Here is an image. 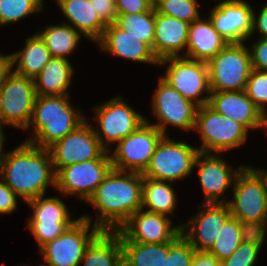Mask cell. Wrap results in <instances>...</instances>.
I'll list each match as a JSON object with an SVG mask.
<instances>
[{
	"label": "cell",
	"instance_id": "32",
	"mask_svg": "<svg viewBox=\"0 0 267 266\" xmlns=\"http://www.w3.org/2000/svg\"><path fill=\"white\" fill-rule=\"evenodd\" d=\"M250 233L251 231L237 218L230 216L208 252L223 261L235 252L244 238Z\"/></svg>",
	"mask_w": 267,
	"mask_h": 266
},
{
	"label": "cell",
	"instance_id": "28",
	"mask_svg": "<svg viewBox=\"0 0 267 266\" xmlns=\"http://www.w3.org/2000/svg\"><path fill=\"white\" fill-rule=\"evenodd\" d=\"M123 259L118 231H101L87 246L83 266H117Z\"/></svg>",
	"mask_w": 267,
	"mask_h": 266
},
{
	"label": "cell",
	"instance_id": "10",
	"mask_svg": "<svg viewBox=\"0 0 267 266\" xmlns=\"http://www.w3.org/2000/svg\"><path fill=\"white\" fill-rule=\"evenodd\" d=\"M161 65L163 68L164 65L167 66L165 74L161 77L183 97L198 107L208 104L211 90L207 62L185 57H170L162 59L159 62V66Z\"/></svg>",
	"mask_w": 267,
	"mask_h": 266
},
{
	"label": "cell",
	"instance_id": "16",
	"mask_svg": "<svg viewBox=\"0 0 267 266\" xmlns=\"http://www.w3.org/2000/svg\"><path fill=\"white\" fill-rule=\"evenodd\" d=\"M0 91L2 94V125L25 131L31 120L37 96L34 80L11 71Z\"/></svg>",
	"mask_w": 267,
	"mask_h": 266
},
{
	"label": "cell",
	"instance_id": "11",
	"mask_svg": "<svg viewBox=\"0 0 267 266\" xmlns=\"http://www.w3.org/2000/svg\"><path fill=\"white\" fill-rule=\"evenodd\" d=\"M151 108L158 122L151 123L147 118L145 121L157 127L164 136H168V126L194 131L198 106L183 97L161 76L152 97Z\"/></svg>",
	"mask_w": 267,
	"mask_h": 266
},
{
	"label": "cell",
	"instance_id": "43",
	"mask_svg": "<svg viewBox=\"0 0 267 266\" xmlns=\"http://www.w3.org/2000/svg\"><path fill=\"white\" fill-rule=\"evenodd\" d=\"M258 31V32H257ZM257 32L260 38H267V3L263 5L259 13L253 11L252 32L251 37Z\"/></svg>",
	"mask_w": 267,
	"mask_h": 266
},
{
	"label": "cell",
	"instance_id": "39",
	"mask_svg": "<svg viewBox=\"0 0 267 266\" xmlns=\"http://www.w3.org/2000/svg\"><path fill=\"white\" fill-rule=\"evenodd\" d=\"M250 47L252 69L267 71V38H258Z\"/></svg>",
	"mask_w": 267,
	"mask_h": 266
},
{
	"label": "cell",
	"instance_id": "12",
	"mask_svg": "<svg viewBox=\"0 0 267 266\" xmlns=\"http://www.w3.org/2000/svg\"><path fill=\"white\" fill-rule=\"evenodd\" d=\"M164 135L154 125L143 122L130 135L120 140L109 152L114 169L143 174L157 143Z\"/></svg>",
	"mask_w": 267,
	"mask_h": 266
},
{
	"label": "cell",
	"instance_id": "9",
	"mask_svg": "<svg viewBox=\"0 0 267 266\" xmlns=\"http://www.w3.org/2000/svg\"><path fill=\"white\" fill-rule=\"evenodd\" d=\"M120 96L112 97L93 108L99 126V129L94 128L95 134L101 146L108 152H111L112 145L130 135L145 122V117Z\"/></svg>",
	"mask_w": 267,
	"mask_h": 266
},
{
	"label": "cell",
	"instance_id": "17",
	"mask_svg": "<svg viewBox=\"0 0 267 266\" xmlns=\"http://www.w3.org/2000/svg\"><path fill=\"white\" fill-rule=\"evenodd\" d=\"M220 153L199 152L194 167L197 168L198 179L203 190L202 203H227L229 188L233 189L237 174L245 165L235 168L229 165ZM223 197V198H222Z\"/></svg>",
	"mask_w": 267,
	"mask_h": 266
},
{
	"label": "cell",
	"instance_id": "5",
	"mask_svg": "<svg viewBox=\"0 0 267 266\" xmlns=\"http://www.w3.org/2000/svg\"><path fill=\"white\" fill-rule=\"evenodd\" d=\"M194 130L199 133L200 152L224 153L239 148L248 139V130L239 122L220 115L207 104L198 107Z\"/></svg>",
	"mask_w": 267,
	"mask_h": 266
},
{
	"label": "cell",
	"instance_id": "14",
	"mask_svg": "<svg viewBox=\"0 0 267 266\" xmlns=\"http://www.w3.org/2000/svg\"><path fill=\"white\" fill-rule=\"evenodd\" d=\"M33 214L26 221L30 233L38 243L39 249L54 240L77 219H72L63 199L58 196H44L26 202Z\"/></svg>",
	"mask_w": 267,
	"mask_h": 266
},
{
	"label": "cell",
	"instance_id": "1",
	"mask_svg": "<svg viewBox=\"0 0 267 266\" xmlns=\"http://www.w3.org/2000/svg\"><path fill=\"white\" fill-rule=\"evenodd\" d=\"M143 175L112 168L87 200L97 209L93 225L101 231H118L142 208Z\"/></svg>",
	"mask_w": 267,
	"mask_h": 266
},
{
	"label": "cell",
	"instance_id": "26",
	"mask_svg": "<svg viewBox=\"0 0 267 266\" xmlns=\"http://www.w3.org/2000/svg\"><path fill=\"white\" fill-rule=\"evenodd\" d=\"M74 68L66 58L52 57L33 79L37 96L69 95Z\"/></svg>",
	"mask_w": 267,
	"mask_h": 266
},
{
	"label": "cell",
	"instance_id": "44",
	"mask_svg": "<svg viewBox=\"0 0 267 266\" xmlns=\"http://www.w3.org/2000/svg\"><path fill=\"white\" fill-rule=\"evenodd\" d=\"M191 266H221V261L208 251H196Z\"/></svg>",
	"mask_w": 267,
	"mask_h": 266
},
{
	"label": "cell",
	"instance_id": "25",
	"mask_svg": "<svg viewBox=\"0 0 267 266\" xmlns=\"http://www.w3.org/2000/svg\"><path fill=\"white\" fill-rule=\"evenodd\" d=\"M228 42L213 28L209 18L200 17L189 26L185 58L208 62Z\"/></svg>",
	"mask_w": 267,
	"mask_h": 266
},
{
	"label": "cell",
	"instance_id": "19",
	"mask_svg": "<svg viewBox=\"0 0 267 266\" xmlns=\"http://www.w3.org/2000/svg\"><path fill=\"white\" fill-rule=\"evenodd\" d=\"M245 0H220L209 13L213 28L228 43L251 39L254 8Z\"/></svg>",
	"mask_w": 267,
	"mask_h": 266
},
{
	"label": "cell",
	"instance_id": "48",
	"mask_svg": "<svg viewBox=\"0 0 267 266\" xmlns=\"http://www.w3.org/2000/svg\"><path fill=\"white\" fill-rule=\"evenodd\" d=\"M0 124H2V94L0 91Z\"/></svg>",
	"mask_w": 267,
	"mask_h": 266
},
{
	"label": "cell",
	"instance_id": "6",
	"mask_svg": "<svg viewBox=\"0 0 267 266\" xmlns=\"http://www.w3.org/2000/svg\"><path fill=\"white\" fill-rule=\"evenodd\" d=\"M100 232L92 224L90 215L80 216L62 234L39 249L43 263L48 266H80L87 246Z\"/></svg>",
	"mask_w": 267,
	"mask_h": 266
},
{
	"label": "cell",
	"instance_id": "38",
	"mask_svg": "<svg viewBox=\"0 0 267 266\" xmlns=\"http://www.w3.org/2000/svg\"><path fill=\"white\" fill-rule=\"evenodd\" d=\"M244 91L260 110L266 107L267 71L252 69Z\"/></svg>",
	"mask_w": 267,
	"mask_h": 266
},
{
	"label": "cell",
	"instance_id": "24",
	"mask_svg": "<svg viewBox=\"0 0 267 266\" xmlns=\"http://www.w3.org/2000/svg\"><path fill=\"white\" fill-rule=\"evenodd\" d=\"M59 9L66 17V24L72 26L83 37L97 43L106 28V24L95 12L90 0H55Z\"/></svg>",
	"mask_w": 267,
	"mask_h": 266
},
{
	"label": "cell",
	"instance_id": "8",
	"mask_svg": "<svg viewBox=\"0 0 267 266\" xmlns=\"http://www.w3.org/2000/svg\"><path fill=\"white\" fill-rule=\"evenodd\" d=\"M245 43H228L208 62L211 91H243L249 79L251 56Z\"/></svg>",
	"mask_w": 267,
	"mask_h": 266
},
{
	"label": "cell",
	"instance_id": "40",
	"mask_svg": "<svg viewBox=\"0 0 267 266\" xmlns=\"http://www.w3.org/2000/svg\"><path fill=\"white\" fill-rule=\"evenodd\" d=\"M117 14H135L152 11L154 4L149 0H115Z\"/></svg>",
	"mask_w": 267,
	"mask_h": 266
},
{
	"label": "cell",
	"instance_id": "15",
	"mask_svg": "<svg viewBox=\"0 0 267 266\" xmlns=\"http://www.w3.org/2000/svg\"><path fill=\"white\" fill-rule=\"evenodd\" d=\"M55 174L63 167L98 159L106 150L87 120L48 148Z\"/></svg>",
	"mask_w": 267,
	"mask_h": 266
},
{
	"label": "cell",
	"instance_id": "21",
	"mask_svg": "<svg viewBox=\"0 0 267 266\" xmlns=\"http://www.w3.org/2000/svg\"><path fill=\"white\" fill-rule=\"evenodd\" d=\"M97 43L102 52H107L112 56L159 66V60L146 43L122 30L115 23L106 26Z\"/></svg>",
	"mask_w": 267,
	"mask_h": 266
},
{
	"label": "cell",
	"instance_id": "50",
	"mask_svg": "<svg viewBox=\"0 0 267 266\" xmlns=\"http://www.w3.org/2000/svg\"><path fill=\"white\" fill-rule=\"evenodd\" d=\"M151 3L155 4L157 3L159 0H149Z\"/></svg>",
	"mask_w": 267,
	"mask_h": 266
},
{
	"label": "cell",
	"instance_id": "31",
	"mask_svg": "<svg viewBox=\"0 0 267 266\" xmlns=\"http://www.w3.org/2000/svg\"><path fill=\"white\" fill-rule=\"evenodd\" d=\"M44 28L37 33L44 40L51 57L68 59V55L77 49L82 39V35L66 23L50 24Z\"/></svg>",
	"mask_w": 267,
	"mask_h": 266
},
{
	"label": "cell",
	"instance_id": "27",
	"mask_svg": "<svg viewBox=\"0 0 267 266\" xmlns=\"http://www.w3.org/2000/svg\"><path fill=\"white\" fill-rule=\"evenodd\" d=\"M24 48L8 54L12 72L34 79L52 58L44 40L35 33L25 39Z\"/></svg>",
	"mask_w": 267,
	"mask_h": 266
},
{
	"label": "cell",
	"instance_id": "29",
	"mask_svg": "<svg viewBox=\"0 0 267 266\" xmlns=\"http://www.w3.org/2000/svg\"><path fill=\"white\" fill-rule=\"evenodd\" d=\"M172 184L168 181L143 177L142 209L168 217L170 214L174 215L178 202Z\"/></svg>",
	"mask_w": 267,
	"mask_h": 266
},
{
	"label": "cell",
	"instance_id": "51",
	"mask_svg": "<svg viewBox=\"0 0 267 266\" xmlns=\"http://www.w3.org/2000/svg\"><path fill=\"white\" fill-rule=\"evenodd\" d=\"M40 266H48V265H46L45 263H43V264L41 263V265H40Z\"/></svg>",
	"mask_w": 267,
	"mask_h": 266
},
{
	"label": "cell",
	"instance_id": "18",
	"mask_svg": "<svg viewBox=\"0 0 267 266\" xmlns=\"http://www.w3.org/2000/svg\"><path fill=\"white\" fill-rule=\"evenodd\" d=\"M198 207L189 222L179 224L180 232L196 251H209L231 212L227 203H203Z\"/></svg>",
	"mask_w": 267,
	"mask_h": 266
},
{
	"label": "cell",
	"instance_id": "37",
	"mask_svg": "<svg viewBox=\"0 0 267 266\" xmlns=\"http://www.w3.org/2000/svg\"><path fill=\"white\" fill-rule=\"evenodd\" d=\"M195 249L179 234L172 242H168V256L164 266H191Z\"/></svg>",
	"mask_w": 267,
	"mask_h": 266
},
{
	"label": "cell",
	"instance_id": "36",
	"mask_svg": "<svg viewBox=\"0 0 267 266\" xmlns=\"http://www.w3.org/2000/svg\"><path fill=\"white\" fill-rule=\"evenodd\" d=\"M199 4L198 0H159L154 4V8L158 13L191 24L201 17L198 11Z\"/></svg>",
	"mask_w": 267,
	"mask_h": 266
},
{
	"label": "cell",
	"instance_id": "7",
	"mask_svg": "<svg viewBox=\"0 0 267 266\" xmlns=\"http://www.w3.org/2000/svg\"><path fill=\"white\" fill-rule=\"evenodd\" d=\"M199 149L163 136L157 143L150 163L142 174L154 180L177 182L192 174Z\"/></svg>",
	"mask_w": 267,
	"mask_h": 266
},
{
	"label": "cell",
	"instance_id": "35",
	"mask_svg": "<svg viewBox=\"0 0 267 266\" xmlns=\"http://www.w3.org/2000/svg\"><path fill=\"white\" fill-rule=\"evenodd\" d=\"M43 0H0V26L13 24L42 11Z\"/></svg>",
	"mask_w": 267,
	"mask_h": 266
},
{
	"label": "cell",
	"instance_id": "22",
	"mask_svg": "<svg viewBox=\"0 0 267 266\" xmlns=\"http://www.w3.org/2000/svg\"><path fill=\"white\" fill-rule=\"evenodd\" d=\"M222 116L242 124L248 131L259 129L261 110L245 91H211L207 104Z\"/></svg>",
	"mask_w": 267,
	"mask_h": 266
},
{
	"label": "cell",
	"instance_id": "13",
	"mask_svg": "<svg viewBox=\"0 0 267 266\" xmlns=\"http://www.w3.org/2000/svg\"><path fill=\"white\" fill-rule=\"evenodd\" d=\"M112 168L109 152L105 151L98 159L61 168L55 174V189L61 196L76 195L86 203Z\"/></svg>",
	"mask_w": 267,
	"mask_h": 266
},
{
	"label": "cell",
	"instance_id": "20",
	"mask_svg": "<svg viewBox=\"0 0 267 266\" xmlns=\"http://www.w3.org/2000/svg\"><path fill=\"white\" fill-rule=\"evenodd\" d=\"M172 219L166 215L138 210L119 231L129 240L138 243L161 244L172 242L180 232V226H172Z\"/></svg>",
	"mask_w": 267,
	"mask_h": 266
},
{
	"label": "cell",
	"instance_id": "46",
	"mask_svg": "<svg viewBox=\"0 0 267 266\" xmlns=\"http://www.w3.org/2000/svg\"><path fill=\"white\" fill-rule=\"evenodd\" d=\"M261 130H267V106L261 110L260 113V127ZM267 133V132H266Z\"/></svg>",
	"mask_w": 267,
	"mask_h": 266
},
{
	"label": "cell",
	"instance_id": "47",
	"mask_svg": "<svg viewBox=\"0 0 267 266\" xmlns=\"http://www.w3.org/2000/svg\"><path fill=\"white\" fill-rule=\"evenodd\" d=\"M4 126L0 124V159L1 157L5 154L6 151L3 150L4 148V142H5V131H4Z\"/></svg>",
	"mask_w": 267,
	"mask_h": 266
},
{
	"label": "cell",
	"instance_id": "42",
	"mask_svg": "<svg viewBox=\"0 0 267 266\" xmlns=\"http://www.w3.org/2000/svg\"><path fill=\"white\" fill-rule=\"evenodd\" d=\"M94 4L95 12L106 24H113L117 18V8L115 0H90Z\"/></svg>",
	"mask_w": 267,
	"mask_h": 266
},
{
	"label": "cell",
	"instance_id": "4",
	"mask_svg": "<svg viewBox=\"0 0 267 266\" xmlns=\"http://www.w3.org/2000/svg\"><path fill=\"white\" fill-rule=\"evenodd\" d=\"M232 200L227 204L231 216L251 232H261L267 223V171L246 165L234 181Z\"/></svg>",
	"mask_w": 267,
	"mask_h": 266
},
{
	"label": "cell",
	"instance_id": "34",
	"mask_svg": "<svg viewBox=\"0 0 267 266\" xmlns=\"http://www.w3.org/2000/svg\"><path fill=\"white\" fill-rule=\"evenodd\" d=\"M264 240L261 232H251L229 258L221 261V266H254Z\"/></svg>",
	"mask_w": 267,
	"mask_h": 266
},
{
	"label": "cell",
	"instance_id": "41",
	"mask_svg": "<svg viewBox=\"0 0 267 266\" xmlns=\"http://www.w3.org/2000/svg\"><path fill=\"white\" fill-rule=\"evenodd\" d=\"M18 198L15 192L0 178V214H11L17 210Z\"/></svg>",
	"mask_w": 267,
	"mask_h": 266
},
{
	"label": "cell",
	"instance_id": "45",
	"mask_svg": "<svg viewBox=\"0 0 267 266\" xmlns=\"http://www.w3.org/2000/svg\"><path fill=\"white\" fill-rule=\"evenodd\" d=\"M11 71L12 68L9 55L0 53V90L4 84L6 77L10 74Z\"/></svg>",
	"mask_w": 267,
	"mask_h": 266
},
{
	"label": "cell",
	"instance_id": "3",
	"mask_svg": "<svg viewBox=\"0 0 267 266\" xmlns=\"http://www.w3.org/2000/svg\"><path fill=\"white\" fill-rule=\"evenodd\" d=\"M69 97L36 96L32 117L26 129L29 132L32 129V137L28 135L24 141L48 149L85 122L87 117L71 105Z\"/></svg>",
	"mask_w": 267,
	"mask_h": 266
},
{
	"label": "cell",
	"instance_id": "30",
	"mask_svg": "<svg viewBox=\"0 0 267 266\" xmlns=\"http://www.w3.org/2000/svg\"><path fill=\"white\" fill-rule=\"evenodd\" d=\"M123 260L130 266H164L165 256H168V242L138 243L129 241L119 231Z\"/></svg>",
	"mask_w": 267,
	"mask_h": 266
},
{
	"label": "cell",
	"instance_id": "33",
	"mask_svg": "<svg viewBox=\"0 0 267 266\" xmlns=\"http://www.w3.org/2000/svg\"><path fill=\"white\" fill-rule=\"evenodd\" d=\"M115 24L138 40L146 43L153 51L155 37V8L135 14H118Z\"/></svg>",
	"mask_w": 267,
	"mask_h": 266
},
{
	"label": "cell",
	"instance_id": "2",
	"mask_svg": "<svg viewBox=\"0 0 267 266\" xmlns=\"http://www.w3.org/2000/svg\"><path fill=\"white\" fill-rule=\"evenodd\" d=\"M0 178L24 202L46 195L50 186L55 188L49 150L23 141L1 157Z\"/></svg>",
	"mask_w": 267,
	"mask_h": 266
},
{
	"label": "cell",
	"instance_id": "49",
	"mask_svg": "<svg viewBox=\"0 0 267 266\" xmlns=\"http://www.w3.org/2000/svg\"><path fill=\"white\" fill-rule=\"evenodd\" d=\"M262 235L264 238H266V234H267V223L265 225V228L261 231Z\"/></svg>",
	"mask_w": 267,
	"mask_h": 266
},
{
	"label": "cell",
	"instance_id": "23",
	"mask_svg": "<svg viewBox=\"0 0 267 266\" xmlns=\"http://www.w3.org/2000/svg\"><path fill=\"white\" fill-rule=\"evenodd\" d=\"M189 26L190 24L185 21L163 15L155 10L153 53L159 62L165 58L186 55Z\"/></svg>",
	"mask_w": 267,
	"mask_h": 266
}]
</instances>
